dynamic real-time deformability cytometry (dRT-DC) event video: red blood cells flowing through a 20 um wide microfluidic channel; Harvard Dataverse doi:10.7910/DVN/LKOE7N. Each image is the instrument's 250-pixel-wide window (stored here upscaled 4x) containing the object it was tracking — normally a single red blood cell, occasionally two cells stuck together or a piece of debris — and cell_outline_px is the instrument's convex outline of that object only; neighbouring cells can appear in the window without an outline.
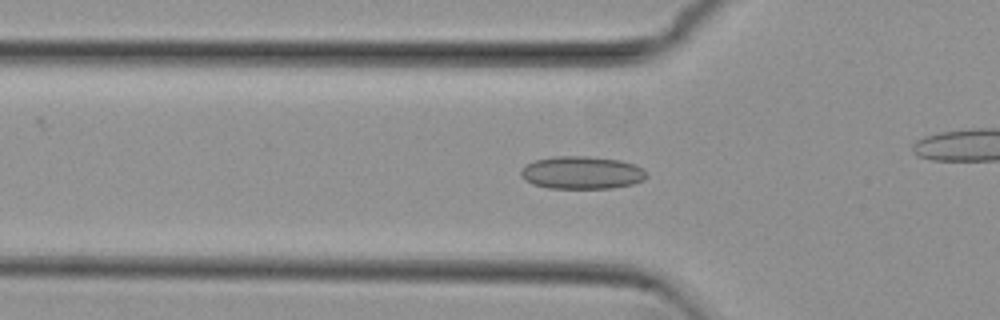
{"species": "common noctule bat (a hibernating species)", "species_latin": "Nyctalus noctula", "temperature_condition": "cold", "stored_images_in_passage": 42, "camera_frame_rate_fps": 3000, "um_per_image_px": 0.085, "animal": {"sex": "female", "body_mass_g": 29.2, "forearm_length_mm": 56.3}, "frame": {"image": 1, "passage_image": 17, "time_ms": 5.333, "image_size_px": [1000, 320], "cell_outline_px": [[648, 176], [644, 180], [632, 184], [612, 188], [548, 188], [532, 184], [524, 180], [520, 176], [520, 172], [528, 164], [536, 160], [556, 156], [584, 156], [620, 160], [632, 164], [648, 172]], "centroid_in_image_um": [49.46, 14.69], "position_along_channel_um": 76.3, "area_um2": 23.87}}
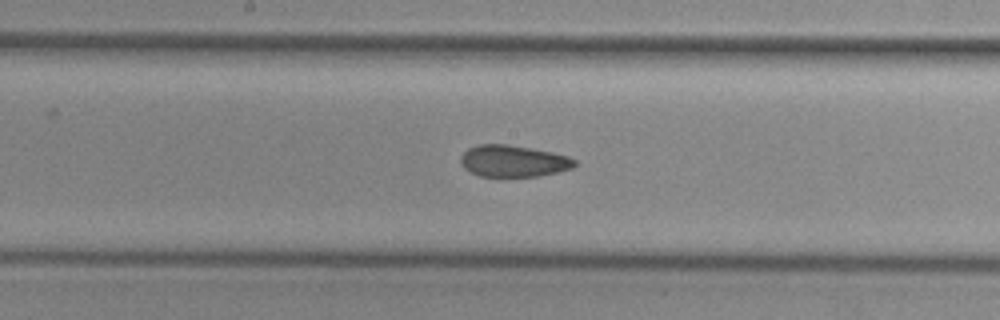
{"frame": {"image": 2, "passage_image": 27, "time_ms": 8.667, "image_size_px": [1000, 320], "cell_outline_px": [[576, 164], [572, 168], [556, 172], [536, 176], [480, 176], [464, 168], [460, 160], [460, 156], [468, 148], [480, 144], [508, 144], [552, 152], [568, 156], [576, 160]], "centroid_in_image_um": [43.62, 13.68], "position_along_channel_um": 204.6, "area_um2": 20.87}}
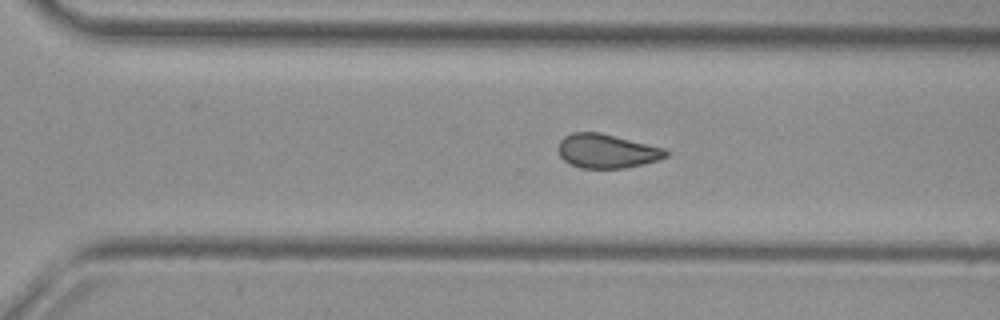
{"frame": {"image": 3, "passage_image": 36, "time_ms": 11.667, "image_size_px": [1000, 320], "cell_outline_px": [[668, 156], [660, 160], [624, 168], [580, 168], [568, 164], [560, 156], [556, 148], [560, 140], [564, 136], [572, 132], [600, 132], [664, 148], [668, 152]], "centroid_in_image_um": [51.54, 12.84], "position_along_channel_um": 319.1, "area_um2": 21.56}}